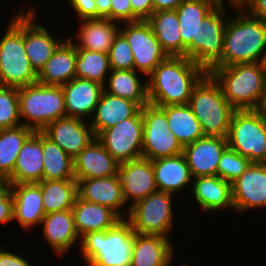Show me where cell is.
I'll return each instance as SVG.
<instances>
[{
    "instance_id": "cell-54",
    "label": "cell",
    "mask_w": 266,
    "mask_h": 266,
    "mask_svg": "<svg viewBox=\"0 0 266 266\" xmlns=\"http://www.w3.org/2000/svg\"><path fill=\"white\" fill-rule=\"evenodd\" d=\"M4 182L0 179V186L3 184Z\"/></svg>"
},
{
    "instance_id": "cell-31",
    "label": "cell",
    "mask_w": 266,
    "mask_h": 266,
    "mask_svg": "<svg viewBox=\"0 0 266 266\" xmlns=\"http://www.w3.org/2000/svg\"><path fill=\"white\" fill-rule=\"evenodd\" d=\"M75 228L80 238L89 232L107 231L121 218L110 208L76 197L72 207Z\"/></svg>"
},
{
    "instance_id": "cell-30",
    "label": "cell",
    "mask_w": 266,
    "mask_h": 266,
    "mask_svg": "<svg viewBox=\"0 0 266 266\" xmlns=\"http://www.w3.org/2000/svg\"><path fill=\"white\" fill-rule=\"evenodd\" d=\"M140 110L137 103L103 91L89 123L97 136L120 121L134 117Z\"/></svg>"
},
{
    "instance_id": "cell-2",
    "label": "cell",
    "mask_w": 266,
    "mask_h": 266,
    "mask_svg": "<svg viewBox=\"0 0 266 266\" xmlns=\"http://www.w3.org/2000/svg\"><path fill=\"white\" fill-rule=\"evenodd\" d=\"M235 9L236 16L229 14L224 30L221 59L213 67L264 61L266 22L251 16L244 8Z\"/></svg>"
},
{
    "instance_id": "cell-8",
    "label": "cell",
    "mask_w": 266,
    "mask_h": 266,
    "mask_svg": "<svg viewBox=\"0 0 266 266\" xmlns=\"http://www.w3.org/2000/svg\"><path fill=\"white\" fill-rule=\"evenodd\" d=\"M228 147L252 163H266V118L260 110H236L233 113Z\"/></svg>"
},
{
    "instance_id": "cell-15",
    "label": "cell",
    "mask_w": 266,
    "mask_h": 266,
    "mask_svg": "<svg viewBox=\"0 0 266 266\" xmlns=\"http://www.w3.org/2000/svg\"><path fill=\"white\" fill-rule=\"evenodd\" d=\"M117 176L124 201L129 207L158 190L151 160L139 158L120 163Z\"/></svg>"
},
{
    "instance_id": "cell-47",
    "label": "cell",
    "mask_w": 266,
    "mask_h": 266,
    "mask_svg": "<svg viewBox=\"0 0 266 266\" xmlns=\"http://www.w3.org/2000/svg\"><path fill=\"white\" fill-rule=\"evenodd\" d=\"M0 266H32V264L20 253L0 249Z\"/></svg>"
},
{
    "instance_id": "cell-49",
    "label": "cell",
    "mask_w": 266,
    "mask_h": 266,
    "mask_svg": "<svg viewBox=\"0 0 266 266\" xmlns=\"http://www.w3.org/2000/svg\"><path fill=\"white\" fill-rule=\"evenodd\" d=\"M184 0H152L154 12L175 10Z\"/></svg>"
},
{
    "instance_id": "cell-44",
    "label": "cell",
    "mask_w": 266,
    "mask_h": 266,
    "mask_svg": "<svg viewBox=\"0 0 266 266\" xmlns=\"http://www.w3.org/2000/svg\"><path fill=\"white\" fill-rule=\"evenodd\" d=\"M69 7L77 16L78 20L97 19V6L95 0H68Z\"/></svg>"
},
{
    "instance_id": "cell-29",
    "label": "cell",
    "mask_w": 266,
    "mask_h": 266,
    "mask_svg": "<svg viewBox=\"0 0 266 266\" xmlns=\"http://www.w3.org/2000/svg\"><path fill=\"white\" fill-rule=\"evenodd\" d=\"M173 248L167 237L135 233L131 266H171Z\"/></svg>"
},
{
    "instance_id": "cell-28",
    "label": "cell",
    "mask_w": 266,
    "mask_h": 266,
    "mask_svg": "<svg viewBox=\"0 0 266 266\" xmlns=\"http://www.w3.org/2000/svg\"><path fill=\"white\" fill-rule=\"evenodd\" d=\"M157 189L177 194L192 185V176L183 154L160 158L152 161Z\"/></svg>"
},
{
    "instance_id": "cell-19",
    "label": "cell",
    "mask_w": 266,
    "mask_h": 266,
    "mask_svg": "<svg viewBox=\"0 0 266 266\" xmlns=\"http://www.w3.org/2000/svg\"><path fill=\"white\" fill-rule=\"evenodd\" d=\"M40 226H43L41 231L43 241L54 252L55 257L65 256L77 243H80L72 209L46 214Z\"/></svg>"
},
{
    "instance_id": "cell-40",
    "label": "cell",
    "mask_w": 266,
    "mask_h": 266,
    "mask_svg": "<svg viewBox=\"0 0 266 266\" xmlns=\"http://www.w3.org/2000/svg\"><path fill=\"white\" fill-rule=\"evenodd\" d=\"M18 88L0 86V129L21 125Z\"/></svg>"
},
{
    "instance_id": "cell-41",
    "label": "cell",
    "mask_w": 266,
    "mask_h": 266,
    "mask_svg": "<svg viewBox=\"0 0 266 266\" xmlns=\"http://www.w3.org/2000/svg\"><path fill=\"white\" fill-rule=\"evenodd\" d=\"M251 163L247 157L227 147L220 157L217 175L232 184Z\"/></svg>"
},
{
    "instance_id": "cell-10",
    "label": "cell",
    "mask_w": 266,
    "mask_h": 266,
    "mask_svg": "<svg viewBox=\"0 0 266 266\" xmlns=\"http://www.w3.org/2000/svg\"><path fill=\"white\" fill-rule=\"evenodd\" d=\"M219 3L201 22L197 41L186 47V58L201 66L207 72L221 59L224 30L229 17L228 10Z\"/></svg>"
},
{
    "instance_id": "cell-35",
    "label": "cell",
    "mask_w": 266,
    "mask_h": 266,
    "mask_svg": "<svg viewBox=\"0 0 266 266\" xmlns=\"http://www.w3.org/2000/svg\"><path fill=\"white\" fill-rule=\"evenodd\" d=\"M161 108L166 112L169 129L183 147L205 136L189 104Z\"/></svg>"
},
{
    "instance_id": "cell-11",
    "label": "cell",
    "mask_w": 266,
    "mask_h": 266,
    "mask_svg": "<svg viewBox=\"0 0 266 266\" xmlns=\"http://www.w3.org/2000/svg\"><path fill=\"white\" fill-rule=\"evenodd\" d=\"M143 119L142 158L156 160L182 154L183 146L168 127L166 112L148 103L141 108Z\"/></svg>"
},
{
    "instance_id": "cell-13",
    "label": "cell",
    "mask_w": 266,
    "mask_h": 266,
    "mask_svg": "<svg viewBox=\"0 0 266 266\" xmlns=\"http://www.w3.org/2000/svg\"><path fill=\"white\" fill-rule=\"evenodd\" d=\"M143 119L141 110L132 118L99 133L96 138L120 164L142 158Z\"/></svg>"
},
{
    "instance_id": "cell-48",
    "label": "cell",
    "mask_w": 266,
    "mask_h": 266,
    "mask_svg": "<svg viewBox=\"0 0 266 266\" xmlns=\"http://www.w3.org/2000/svg\"><path fill=\"white\" fill-rule=\"evenodd\" d=\"M243 8L251 16L266 22V0H249Z\"/></svg>"
},
{
    "instance_id": "cell-14",
    "label": "cell",
    "mask_w": 266,
    "mask_h": 266,
    "mask_svg": "<svg viewBox=\"0 0 266 266\" xmlns=\"http://www.w3.org/2000/svg\"><path fill=\"white\" fill-rule=\"evenodd\" d=\"M33 6L24 7V48L31 67L38 74L65 37H55L47 27L39 24L37 8Z\"/></svg>"
},
{
    "instance_id": "cell-9",
    "label": "cell",
    "mask_w": 266,
    "mask_h": 266,
    "mask_svg": "<svg viewBox=\"0 0 266 266\" xmlns=\"http://www.w3.org/2000/svg\"><path fill=\"white\" fill-rule=\"evenodd\" d=\"M172 198L173 194L157 190L131 206L126 219L133 231L170 238L175 221Z\"/></svg>"
},
{
    "instance_id": "cell-36",
    "label": "cell",
    "mask_w": 266,
    "mask_h": 266,
    "mask_svg": "<svg viewBox=\"0 0 266 266\" xmlns=\"http://www.w3.org/2000/svg\"><path fill=\"white\" fill-rule=\"evenodd\" d=\"M38 184L45 214L72 209L78 196L76 180H42Z\"/></svg>"
},
{
    "instance_id": "cell-4",
    "label": "cell",
    "mask_w": 266,
    "mask_h": 266,
    "mask_svg": "<svg viewBox=\"0 0 266 266\" xmlns=\"http://www.w3.org/2000/svg\"><path fill=\"white\" fill-rule=\"evenodd\" d=\"M135 232L127 219L107 231L84 234L79 253L86 266H131Z\"/></svg>"
},
{
    "instance_id": "cell-51",
    "label": "cell",
    "mask_w": 266,
    "mask_h": 266,
    "mask_svg": "<svg viewBox=\"0 0 266 266\" xmlns=\"http://www.w3.org/2000/svg\"><path fill=\"white\" fill-rule=\"evenodd\" d=\"M220 3L226 4L227 6L229 5L230 8H234L233 10H235V8H243L245 6V4L249 1V0H219Z\"/></svg>"
},
{
    "instance_id": "cell-38",
    "label": "cell",
    "mask_w": 266,
    "mask_h": 266,
    "mask_svg": "<svg viewBox=\"0 0 266 266\" xmlns=\"http://www.w3.org/2000/svg\"><path fill=\"white\" fill-rule=\"evenodd\" d=\"M33 132L23 124L0 129V179L3 182L13 173L18 153Z\"/></svg>"
},
{
    "instance_id": "cell-3",
    "label": "cell",
    "mask_w": 266,
    "mask_h": 266,
    "mask_svg": "<svg viewBox=\"0 0 266 266\" xmlns=\"http://www.w3.org/2000/svg\"><path fill=\"white\" fill-rule=\"evenodd\" d=\"M208 73L219 84L224 97L235 110H260L266 93L263 62L212 67Z\"/></svg>"
},
{
    "instance_id": "cell-1",
    "label": "cell",
    "mask_w": 266,
    "mask_h": 266,
    "mask_svg": "<svg viewBox=\"0 0 266 266\" xmlns=\"http://www.w3.org/2000/svg\"><path fill=\"white\" fill-rule=\"evenodd\" d=\"M208 72L182 56H168L147 76L150 104L163 107L189 104L194 87Z\"/></svg>"
},
{
    "instance_id": "cell-46",
    "label": "cell",
    "mask_w": 266,
    "mask_h": 266,
    "mask_svg": "<svg viewBox=\"0 0 266 266\" xmlns=\"http://www.w3.org/2000/svg\"><path fill=\"white\" fill-rule=\"evenodd\" d=\"M132 22L147 20L154 12L152 0H130Z\"/></svg>"
},
{
    "instance_id": "cell-21",
    "label": "cell",
    "mask_w": 266,
    "mask_h": 266,
    "mask_svg": "<svg viewBox=\"0 0 266 266\" xmlns=\"http://www.w3.org/2000/svg\"><path fill=\"white\" fill-rule=\"evenodd\" d=\"M190 194L203 215L233 209L232 184L218 175L192 178Z\"/></svg>"
},
{
    "instance_id": "cell-22",
    "label": "cell",
    "mask_w": 266,
    "mask_h": 266,
    "mask_svg": "<svg viewBox=\"0 0 266 266\" xmlns=\"http://www.w3.org/2000/svg\"><path fill=\"white\" fill-rule=\"evenodd\" d=\"M61 87L64 93L66 117L90 120L104 91V86L95 81L73 78Z\"/></svg>"
},
{
    "instance_id": "cell-6",
    "label": "cell",
    "mask_w": 266,
    "mask_h": 266,
    "mask_svg": "<svg viewBox=\"0 0 266 266\" xmlns=\"http://www.w3.org/2000/svg\"><path fill=\"white\" fill-rule=\"evenodd\" d=\"M189 105L205 136L227 138L236 110L226 100L221 87L209 73L194 87Z\"/></svg>"
},
{
    "instance_id": "cell-20",
    "label": "cell",
    "mask_w": 266,
    "mask_h": 266,
    "mask_svg": "<svg viewBox=\"0 0 266 266\" xmlns=\"http://www.w3.org/2000/svg\"><path fill=\"white\" fill-rule=\"evenodd\" d=\"M78 196L84 201L110 208L121 219L128 217L130 207L124 201L122 186L117 175L79 180ZM124 206L128 210L124 209Z\"/></svg>"
},
{
    "instance_id": "cell-17",
    "label": "cell",
    "mask_w": 266,
    "mask_h": 266,
    "mask_svg": "<svg viewBox=\"0 0 266 266\" xmlns=\"http://www.w3.org/2000/svg\"><path fill=\"white\" fill-rule=\"evenodd\" d=\"M42 132L74 159L96 136L83 119L63 117L49 123Z\"/></svg>"
},
{
    "instance_id": "cell-12",
    "label": "cell",
    "mask_w": 266,
    "mask_h": 266,
    "mask_svg": "<svg viewBox=\"0 0 266 266\" xmlns=\"http://www.w3.org/2000/svg\"><path fill=\"white\" fill-rule=\"evenodd\" d=\"M120 32L132 49L134 70L142 77L147 78L168 57L146 20L120 23Z\"/></svg>"
},
{
    "instance_id": "cell-16",
    "label": "cell",
    "mask_w": 266,
    "mask_h": 266,
    "mask_svg": "<svg viewBox=\"0 0 266 266\" xmlns=\"http://www.w3.org/2000/svg\"><path fill=\"white\" fill-rule=\"evenodd\" d=\"M232 200L239 213L266 207V163H251L232 183Z\"/></svg>"
},
{
    "instance_id": "cell-50",
    "label": "cell",
    "mask_w": 266,
    "mask_h": 266,
    "mask_svg": "<svg viewBox=\"0 0 266 266\" xmlns=\"http://www.w3.org/2000/svg\"><path fill=\"white\" fill-rule=\"evenodd\" d=\"M97 6V19L107 18L110 20L111 0H95Z\"/></svg>"
},
{
    "instance_id": "cell-24",
    "label": "cell",
    "mask_w": 266,
    "mask_h": 266,
    "mask_svg": "<svg viewBox=\"0 0 266 266\" xmlns=\"http://www.w3.org/2000/svg\"><path fill=\"white\" fill-rule=\"evenodd\" d=\"M43 180L42 131H34L18 153L13 173L6 184L40 183Z\"/></svg>"
},
{
    "instance_id": "cell-43",
    "label": "cell",
    "mask_w": 266,
    "mask_h": 266,
    "mask_svg": "<svg viewBox=\"0 0 266 266\" xmlns=\"http://www.w3.org/2000/svg\"><path fill=\"white\" fill-rule=\"evenodd\" d=\"M14 223L13 221V195L8 184L0 186V224Z\"/></svg>"
},
{
    "instance_id": "cell-5",
    "label": "cell",
    "mask_w": 266,
    "mask_h": 266,
    "mask_svg": "<svg viewBox=\"0 0 266 266\" xmlns=\"http://www.w3.org/2000/svg\"><path fill=\"white\" fill-rule=\"evenodd\" d=\"M11 13L7 29L0 37V86L20 88L37 83L24 48V7Z\"/></svg>"
},
{
    "instance_id": "cell-34",
    "label": "cell",
    "mask_w": 266,
    "mask_h": 266,
    "mask_svg": "<svg viewBox=\"0 0 266 266\" xmlns=\"http://www.w3.org/2000/svg\"><path fill=\"white\" fill-rule=\"evenodd\" d=\"M168 56H182V39L176 10H161L146 20Z\"/></svg>"
},
{
    "instance_id": "cell-42",
    "label": "cell",
    "mask_w": 266,
    "mask_h": 266,
    "mask_svg": "<svg viewBox=\"0 0 266 266\" xmlns=\"http://www.w3.org/2000/svg\"><path fill=\"white\" fill-rule=\"evenodd\" d=\"M111 70H134L132 49L119 31L108 53Z\"/></svg>"
},
{
    "instance_id": "cell-25",
    "label": "cell",
    "mask_w": 266,
    "mask_h": 266,
    "mask_svg": "<svg viewBox=\"0 0 266 266\" xmlns=\"http://www.w3.org/2000/svg\"><path fill=\"white\" fill-rule=\"evenodd\" d=\"M73 163L77 182L82 179L117 175V169L120 165L97 138L73 159Z\"/></svg>"
},
{
    "instance_id": "cell-39",
    "label": "cell",
    "mask_w": 266,
    "mask_h": 266,
    "mask_svg": "<svg viewBox=\"0 0 266 266\" xmlns=\"http://www.w3.org/2000/svg\"><path fill=\"white\" fill-rule=\"evenodd\" d=\"M110 72L107 53L77 49L75 78L95 81L104 86Z\"/></svg>"
},
{
    "instance_id": "cell-26",
    "label": "cell",
    "mask_w": 266,
    "mask_h": 266,
    "mask_svg": "<svg viewBox=\"0 0 266 266\" xmlns=\"http://www.w3.org/2000/svg\"><path fill=\"white\" fill-rule=\"evenodd\" d=\"M78 33L69 37L76 49L109 53L112 43L120 31V23L107 18L84 19L79 23ZM75 37V38H74ZM76 41V42H75Z\"/></svg>"
},
{
    "instance_id": "cell-32",
    "label": "cell",
    "mask_w": 266,
    "mask_h": 266,
    "mask_svg": "<svg viewBox=\"0 0 266 266\" xmlns=\"http://www.w3.org/2000/svg\"><path fill=\"white\" fill-rule=\"evenodd\" d=\"M219 3V0H184L175 9L182 39V57H186V47L192 41H197V32L203 19Z\"/></svg>"
},
{
    "instance_id": "cell-52",
    "label": "cell",
    "mask_w": 266,
    "mask_h": 266,
    "mask_svg": "<svg viewBox=\"0 0 266 266\" xmlns=\"http://www.w3.org/2000/svg\"><path fill=\"white\" fill-rule=\"evenodd\" d=\"M260 111L262 112L263 116L266 118V93Z\"/></svg>"
},
{
    "instance_id": "cell-33",
    "label": "cell",
    "mask_w": 266,
    "mask_h": 266,
    "mask_svg": "<svg viewBox=\"0 0 266 266\" xmlns=\"http://www.w3.org/2000/svg\"><path fill=\"white\" fill-rule=\"evenodd\" d=\"M139 75L143 74L135 70H111L104 85V91L131 100L142 108L149 103L147 78L142 79Z\"/></svg>"
},
{
    "instance_id": "cell-18",
    "label": "cell",
    "mask_w": 266,
    "mask_h": 266,
    "mask_svg": "<svg viewBox=\"0 0 266 266\" xmlns=\"http://www.w3.org/2000/svg\"><path fill=\"white\" fill-rule=\"evenodd\" d=\"M227 147V138L218 136H204L185 145L182 154L192 178L217 175L220 157Z\"/></svg>"
},
{
    "instance_id": "cell-53",
    "label": "cell",
    "mask_w": 266,
    "mask_h": 266,
    "mask_svg": "<svg viewBox=\"0 0 266 266\" xmlns=\"http://www.w3.org/2000/svg\"><path fill=\"white\" fill-rule=\"evenodd\" d=\"M263 64H264V67H265V70H266V55H265V58H264Z\"/></svg>"
},
{
    "instance_id": "cell-7",
    "label": "cell",
    "mask_w": 266,
    "mask_h": 266,
    "mask_svg": "<svg viewBox=\"0 0 266 266\" xmlns=\"http://www.w3.org/2000/svg\"><path fill=\"white\" fill-rule=\"evenodd\" d=\"M19 115L23 125L42 131L49 123L66 117L61 86L30 84L18 88Z\"/></svg>"
},
{
    "instance_id": "cell-23",
    "label": "cell",
    "mask_w": 266,
    "mask_h": 266,
    "mask_svg": "<svg viewBox=\"0 0 266 266\" xmlns=\"http://www.w3.org/2000/svg\"><path fill=\"white\" fill-rule=\"evenodd\" d=\"M13 195V221L18 222L23 231L40 226L44 218L42 193L38 183L8 184Z\"/></svg>"
},
{
    "instance_id": "cell-27",
    "label": "cell",
    "mask_w": 266,
    "mask_h": 266,
    "mask_svg": "<svg viewBox=\"0 0 266 266\" xmlns=\"http://www.w3.org/2000/svg\"><path fill=\"white\" fill-rule=\"evenodd\" d=\"M66 38L59 44L52 57L37 74L38 83L63 86L75 78L77 49L69 36Z\"/></svg>"
},
{
    "instance_id": "cell-45",
    "label": "cell",
    "mask_w": 266,
    "mask_h": 266,
    "mask_svg": "<svg viewBox=\"0 0 266 266\" xmlns=\"http://www.w3.org/2000/svg\"><path fill=\"white\" fill-rule=\"evenodd\" d=\"M110 20L118 23L132 22L130 0H111Z\"/></svg>"
},
{
    "instance_id": "cell-37",
    "label": "cell",
    "mask_w": 266,
    "mask_h": 266,
    "mask_svg": "<svg viewBox=\"0 0 266 266\" xmlns=\"http://www.w3.org/2000/svg\"><path fill=\"white\" fill-rule=\"evenodd\" d=\"M43 180H75L73 159L42 132Z\"/></svg>"
}]
</instances>
